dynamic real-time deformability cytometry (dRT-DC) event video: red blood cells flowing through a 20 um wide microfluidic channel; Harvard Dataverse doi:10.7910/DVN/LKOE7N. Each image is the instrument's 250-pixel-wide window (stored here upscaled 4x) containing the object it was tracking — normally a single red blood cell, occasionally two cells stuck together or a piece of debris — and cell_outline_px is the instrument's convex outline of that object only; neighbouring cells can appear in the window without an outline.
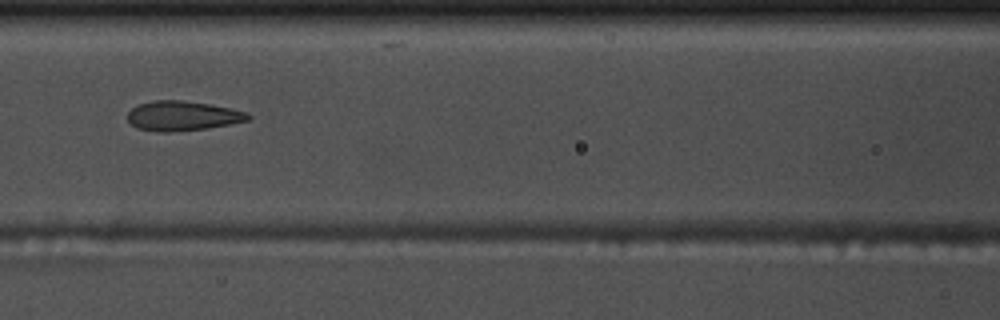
{"species": "common noctule bat (a hibernating species)", "species_latin": "Nyctalus noctula", "temperature_condition": "warm", "stored_images_in_passage": 13, "camera_frame_rate_fps": 3000, "um_per_image_px": 0.085, "animal": {"sex": "male", "body_mass_g": 17.5, "forearm_length_mm": 52.3}, "frame": {"image": 1, "passage_image": 6, "time_ms": 1.667, "image_size_px": [1000, 320], "cell_outline_px": [[252, 116], [248, 120], [208, 128], [168, 132], [160, 132], [136, 128], [128, 120], [128, 112], [132, 108], [140, 104], [152, 100], [180, 100], [212, 104], [232, 108], [248, 112]], "centroid_in_image_um": [15.53, 9.84], "position_along_channel_um": 151.1, "area_um2": 20.87}}
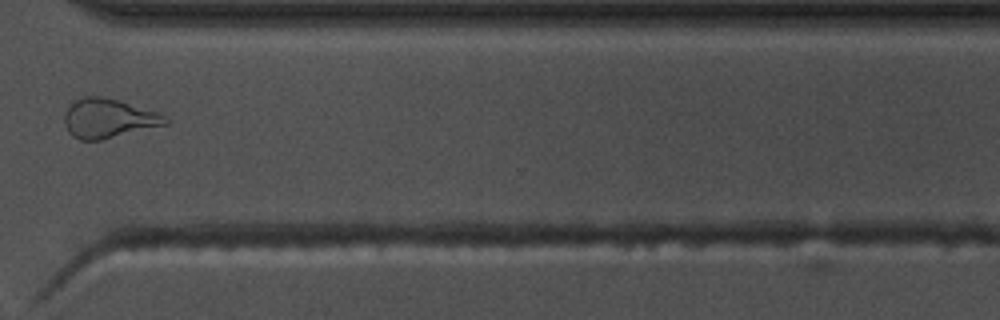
{"frame": {"image": 2, "passage_image": 11, "time_ms": 3.333, "image_size_px": [1000, 320], "cell_outline_px": [[168, 124], [100, 140], [80, 140], [72, 136], [68, 132], [64, 124], [64, 112], [76, 100], [84, 96], [100, 96], [120, 100], [160, 112], [168, 116]], "centroid_in_image_um": [9.24, 10.05], "position_along_channel_um": 361.4, "area_um2": 23.29}}